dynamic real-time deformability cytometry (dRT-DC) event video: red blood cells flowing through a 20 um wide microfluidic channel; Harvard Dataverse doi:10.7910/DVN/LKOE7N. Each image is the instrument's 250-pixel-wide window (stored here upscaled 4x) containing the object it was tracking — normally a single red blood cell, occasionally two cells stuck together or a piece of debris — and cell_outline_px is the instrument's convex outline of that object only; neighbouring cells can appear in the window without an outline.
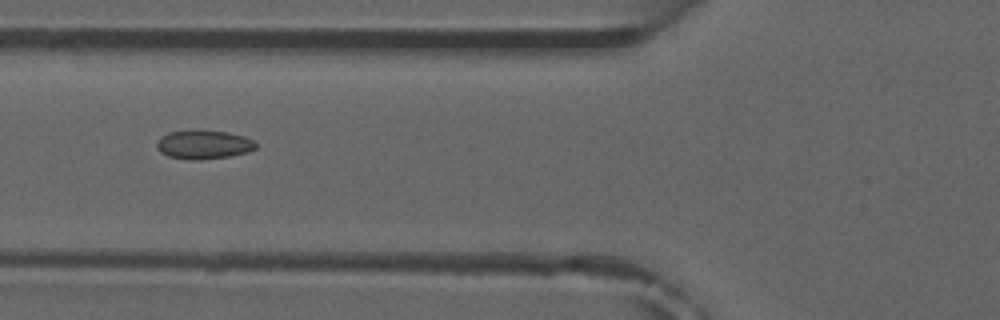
{"species": "common noctule bat (a hibernating species)", "species_latin": "Nyctalus noctula", "temperature_condition": "room temperature", "stored_images_in_passage": 7, "camera_frame_rate_fps": 3000, "um_per_image_px": 0.085, "animal": {"sex": "male", "forearm_length_mm": 52.5}, "frame": {"image": 1, "passage_image": 6, "time_ms": 5.667, "image_size_px": [1000, 320], "cell_outline_px": [[256, 148], [248, 152], [228, 156], [200, 160], [188, 160], [168, 156], [160, 152], [156, 148], [156, 144], [168, 132], [228, 132], [244, 136], [252, 140], [256, 144]], "centroid_in_image_um": [17.32, 12.33], "position_along_channel_um": 108.5, "area_um2": 16.07}}
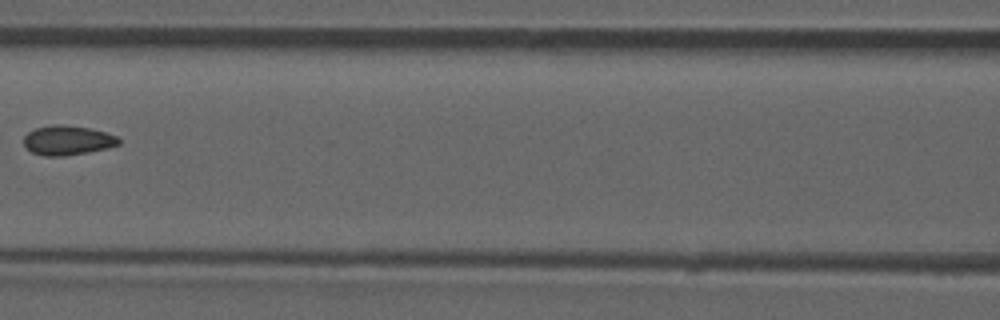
{"frame": {"image": 2, "passage_image": 7, "time_ms": 7.0, "image_size_px": [1000, 320], "cell_outline_px": [[120, 144], [104, 148], [64, 156], [44, 156], [32, 152], [24, 144], [24, 136], [28, 132], [36, 128], [52, 124], [60, 124], [88, 128], [104, 132], [116, 136], [120, 140]], "centroid_in_image_um": [5.7, 11.92], "position_along_channel_um": 160.9, "area_um2": 16.01}}